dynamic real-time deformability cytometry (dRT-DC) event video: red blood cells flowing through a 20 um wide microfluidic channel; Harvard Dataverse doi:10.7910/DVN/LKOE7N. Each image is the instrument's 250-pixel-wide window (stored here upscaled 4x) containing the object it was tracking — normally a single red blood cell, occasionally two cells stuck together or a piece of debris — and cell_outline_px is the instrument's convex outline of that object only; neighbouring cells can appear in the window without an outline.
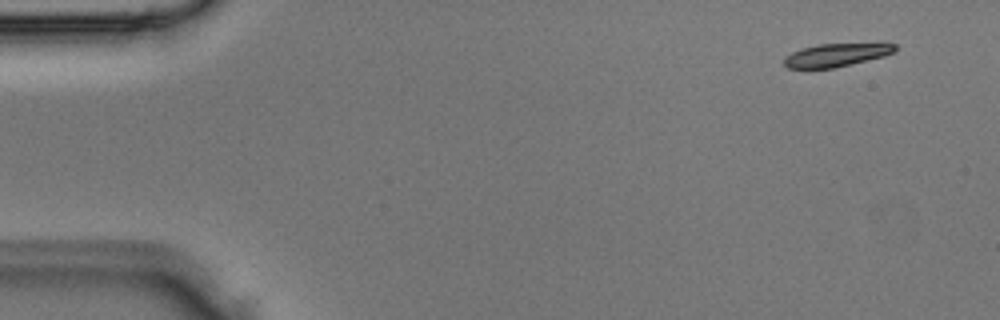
{"species": "Egyptian fruit bat (a non-hibernating species)", "species_latin": "Rousettus aegyptiacus", "temperature_condition": "room temperature", "stored_images_in_passage": 3, "camera_frame_rate_fps": 3000, "um_per_image_px": 0.085, "animal": {"sex": "male"}, "frame": {"image": 1, "passage_image": 1, "time_ms": 0.0, "image_size_px": [1000, 320], "cell_outline_px": [[896, 52], [884, 56], [832, 68], [788, 68], [784, 64], [784, 56], [792, 52], [816, 44], [884, 40], [896, 44]], "centroid_in_image_um": [71.23, 4.6], "position_along_channel_um": 13.8, "area_um2": 15.78}}